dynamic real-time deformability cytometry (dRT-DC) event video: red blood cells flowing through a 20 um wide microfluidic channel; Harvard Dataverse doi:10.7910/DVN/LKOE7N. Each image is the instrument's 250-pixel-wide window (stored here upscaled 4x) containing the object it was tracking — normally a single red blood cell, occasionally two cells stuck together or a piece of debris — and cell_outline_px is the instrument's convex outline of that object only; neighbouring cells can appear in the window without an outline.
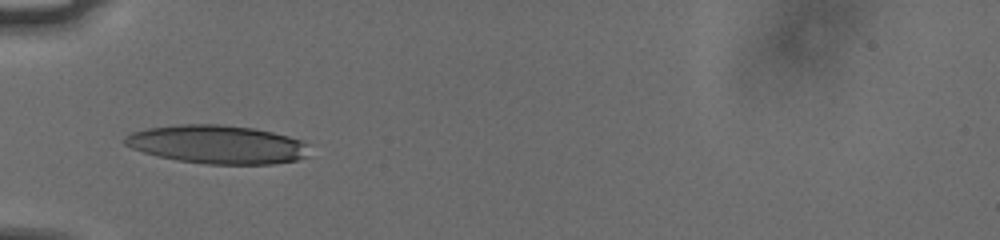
{"species": "human", "species_latin": "Homo sapiens", "temperature_condition": "cold", "stored_images_in_passage": 21, "camera_frame_rate_fps": 3000, "um_per_image_px": 0.085, "donor": {"sex": "male"}, "frame": {"image": 1, "passage_image": 1, "time_ms": 0.0, "image_size_px": [1000, 240], "cell_outline_px": [[308, 156], [296, 160], [272, 164], [208, 164], [180, 160], [156, 156], [132, 148], [124, 144], [124, 136], [132, 132], [148, 128], [180, 124], [220, 124], [256, 128], [304, 140], [308, 144]], "centroid_in_image_um": [18.5, 12.27], "position_along_channel_um": 66.5, "area_um2": 41.5}}
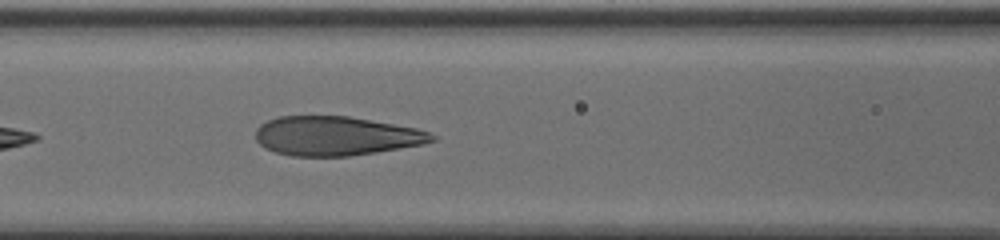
{"frame": {"image": 2, "passage_image": 7, "time_ms": 2.0, "image_size_px": [1000, 240], "cell_outline_px": [[436, 140], [424, 144], [376, 152], [348, 156], [292, 156], [276, 152], [264, 148], [256, 140], [256, 128], [260, 124], [268, 120], [280, 116], [348, 116], [416, 128], [428, 132], [436, 136]], "centroid_in_image_um": [28.54, 11.56], "position_along_channel_um": 138.1, "area_um2": 40.17}}
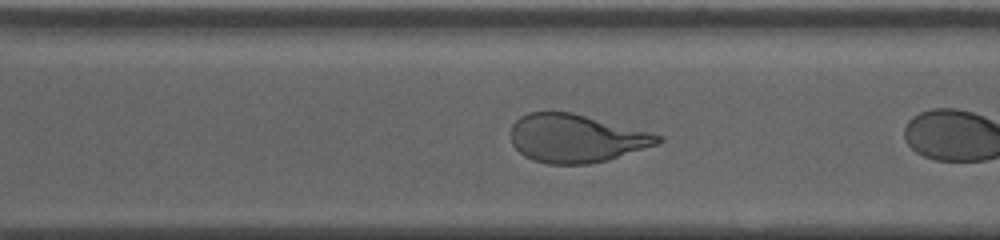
{"frame": {"image": 3, "passage_image": 19, "time_ms": 6.0, "image_size_px": [1000, 240], "cell_outline_px": [[664, 140], [656, 144], [608, 160], [588, 164], [548, 164], [532, 160], [524, 156], [512, 144], [512, 124], [520, 116], [528, 112], [572, 112], [664, 136]], "centroid_in_image_um": [48.94, 11.76], "position_along_channel_um": 321.7, "area_um2": 41.04}}